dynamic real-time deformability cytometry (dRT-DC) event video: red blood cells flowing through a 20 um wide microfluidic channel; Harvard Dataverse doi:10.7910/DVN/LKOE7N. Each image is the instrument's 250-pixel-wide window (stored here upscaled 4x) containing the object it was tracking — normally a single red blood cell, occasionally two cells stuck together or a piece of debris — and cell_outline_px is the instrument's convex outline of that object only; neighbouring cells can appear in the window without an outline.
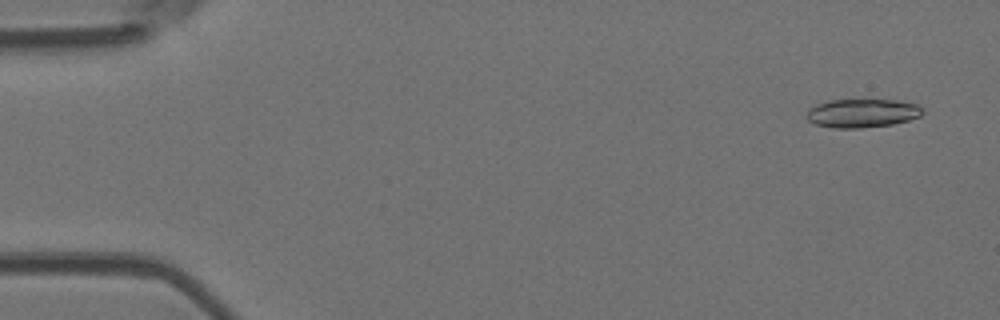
{"species": "Egyptian fruit bat (a non-hibernating species)", "species_latin": "Rousettus aegyptiacus", "temperature_condition": "room temperature", "stored_images_in_passage": 53, "camera_frame_rate_fps": 3000, "um_per_image_px": 0.085, "animal": {"sex": "female"}, "frame": {"image": 1, "passage_image": 3, "time_ms": 0.667, "image_size_px": [1000, 320], "cell_outline_px": [[924, 112], [920, 116], [908, 120], [892, 124], [860, 128], [832, 128], [816, 124], [808, 120], [808, 108], [816, 104], [832, 100], [896, 100], [916, 104], [924, 108]], "centroid_in_image_um": [73.31, 9.62], "position_along_channel_um": 11.7, "area_um2": 19.25}}
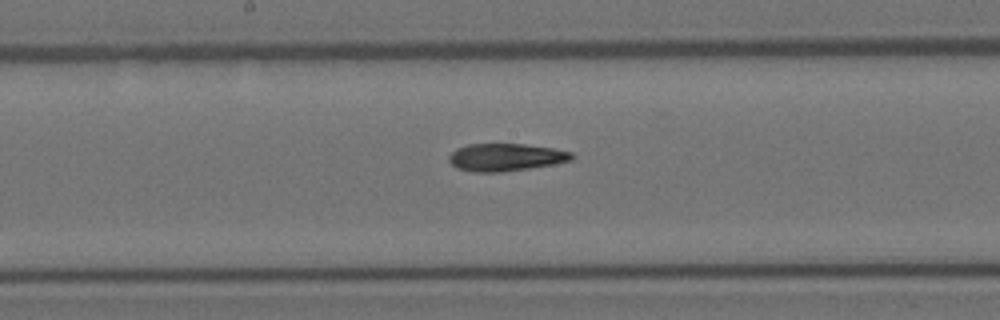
{"frame": {"image": 2, "passage_image": 28, "time_ms": 9.0, "image_size_px": [1000, 320], "cell_outline_px": [[576, 156], [572, 160], [552, 164], [528, 168], [500, 172], [472, 172], [456, 168], [448, 160], [448, 156], [456, 148], [468, 144], [524, 144], [552, 148], [572, 152]], "centroid_in_image_um": [42.96, 13.36], "position_along_channel_um": 205.2, "area_um2": 19.71}}
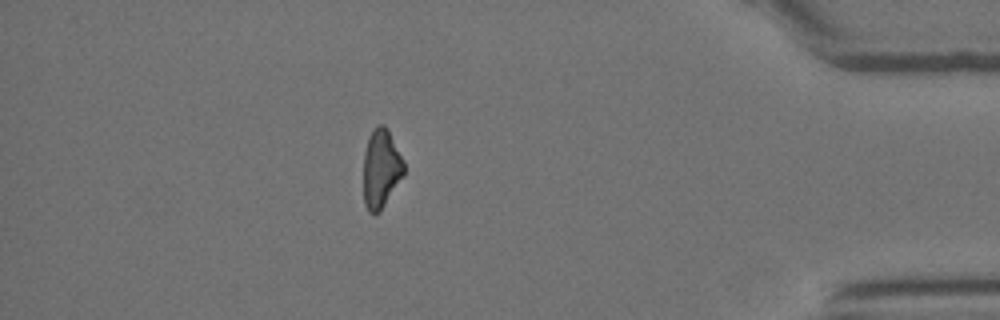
{"frame": {"image": 3, "passage_image": 47, "time_ms": 15.333, "image_size_px": [1000, 320], "cell_outline_px": [[404, 176], [380, 212], [372, 216], [368, 212], [364, 204], [364, 152], [368, 136], [380, 124], [384, 124], [388, 128], [404, 160]], "centroid_in_image_um": [32.4, 14.37], "position_along_channel_um": 402.8, "area_um2": 18.9}, "authors_computed_cell_mechanics": {"area_um2": 19.652, "velocity_mm_per_s": 3.8021, "shape_relaxation_time_tau1_ms": null, "shape_relaxation_time_tau2_ms": 8.2683, "deformation_change_tau1": null, "deformation_change_tau2": 0.2063}}